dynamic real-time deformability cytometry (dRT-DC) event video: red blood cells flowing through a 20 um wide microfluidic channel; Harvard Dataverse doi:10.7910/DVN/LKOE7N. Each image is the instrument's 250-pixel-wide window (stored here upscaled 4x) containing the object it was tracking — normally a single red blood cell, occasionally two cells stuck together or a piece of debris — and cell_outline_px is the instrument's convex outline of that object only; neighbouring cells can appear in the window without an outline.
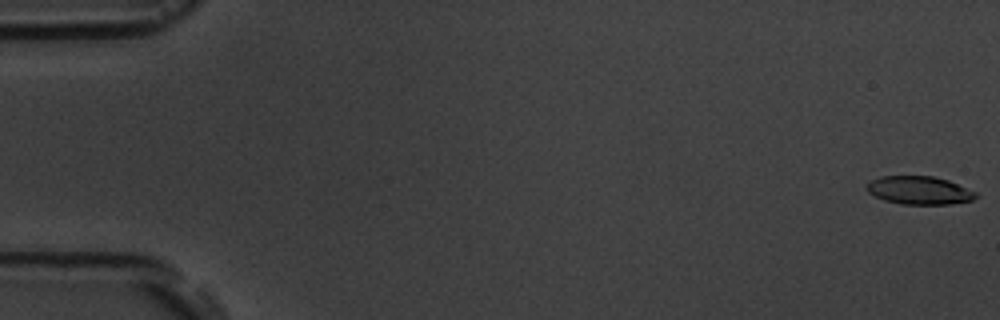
{"species": "common noctule bat (a hibernating species)", "species_latin": "Nyctalus noctula", "temperature_condition": "room temperature", "stored_images_in_passage": 6, "camera_frame_rate_fps": 3000, "um_per_image_px": 0.085, "animal": {"sex": "male", "body_mass_g": 19.5, "forearm_length_mm": 54.6}, "frame": {"image": 1, "passage_image": 1, "time_ms": 0.0, "image_size_px": [1000, 320], "cell_outline_px": [[980, 196], [972, 200], [948, 204], [900, 204], [884, 200], [868, 192], [868, 184], [872, 180], [880, 176], [932, 176], [948, 180], [976, 192]], "centroid_in_image_um": [78.16, 16.18], "position_along_channel_um": 6.8, "area_um2": 17.74}}
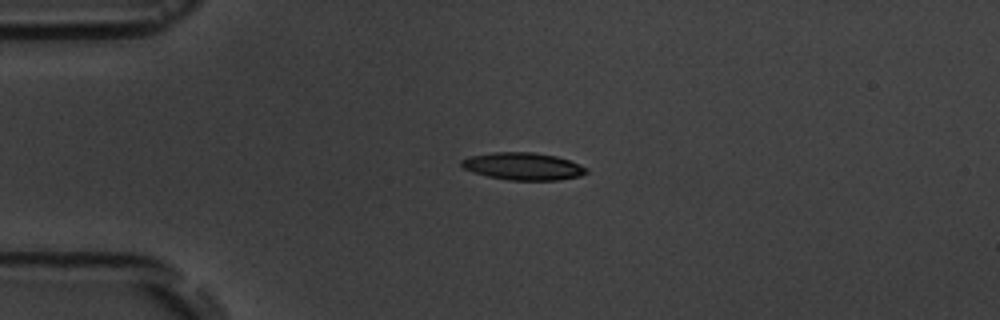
{"frame": {"image": 2, "passage_image": 5, "time_ms": 4.333, "image_size_px": [1000, 320], "cell_outline_px": [[588, 172], [580, 176], [560, 180], [508, 180], [488, 176], [472, 172], [464, 168], [460, 164], [460, 160], [472, 156], [492, 152], [532, 152], [556, 156], [580, 164], [588, 168]], "centroid_in_image_um": [44.48, 14.14], "position_along_channel_um": 40.5, "area_um2": 19.94}}